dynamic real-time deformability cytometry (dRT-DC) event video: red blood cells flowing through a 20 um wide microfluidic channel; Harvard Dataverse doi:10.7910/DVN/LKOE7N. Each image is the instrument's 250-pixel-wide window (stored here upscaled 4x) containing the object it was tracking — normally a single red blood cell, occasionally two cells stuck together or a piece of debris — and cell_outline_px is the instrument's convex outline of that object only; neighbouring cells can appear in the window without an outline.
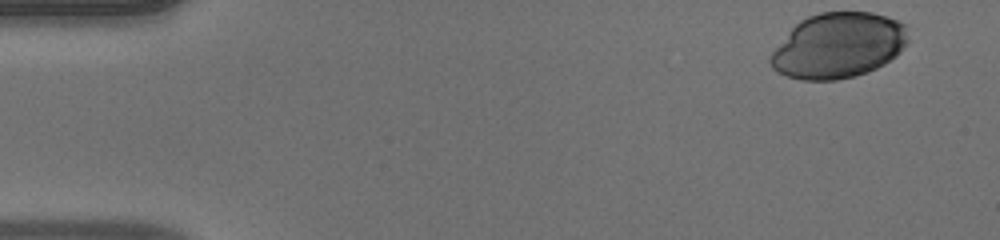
{"species": "human", "species_latin": "Homo sapiens", "temperature_condition": "warm", "stored_images_in_passage": 41, "camera_frame_rate_fps": 3000, "um_per_image_px": 0.085, "donor": {"sex": "male"}, "frame": {"image": 1, "passage_image": 1, "time_ms": 0.0, "image_size_px": [1000, 240], "cell_outline_px": [[908, 44], [896, 56], [884, 64], [876, 68], [856, 76], [836, 80], [800, 80], [776, 72], [772, 68], [768, 60], [772, 52], [792, 28], [800, 20], [808, 16], [820, 12], [872, 12], [908, 24]], "centroid_in_image_um": [71.28, 3.87], "position_along_channel_um": 13.7, "area_um2": 52.66}}
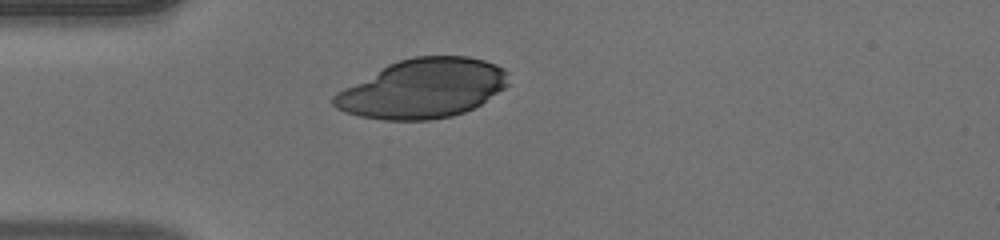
{"frame": {"image": 2, "passage_image": 12, "time_ms": 3.667, "image_size_px": [1000, 240], "cell_outline_px": [[508, 84], [504, 88], [480, 104], [464, 112], [452, 116], [432, 120], [384, 120], [360, 116], [344, 112], [336, 108], [332, 104], [332, 96], [336, 92], [388, 64], [412, 56], [468, 56], [484, 60], [496, 64], [508, 72]], "centroid_in_image_um": [35.92, 7.53], "position_along_channel_um": 49.1, "area_um2": 60.17}}